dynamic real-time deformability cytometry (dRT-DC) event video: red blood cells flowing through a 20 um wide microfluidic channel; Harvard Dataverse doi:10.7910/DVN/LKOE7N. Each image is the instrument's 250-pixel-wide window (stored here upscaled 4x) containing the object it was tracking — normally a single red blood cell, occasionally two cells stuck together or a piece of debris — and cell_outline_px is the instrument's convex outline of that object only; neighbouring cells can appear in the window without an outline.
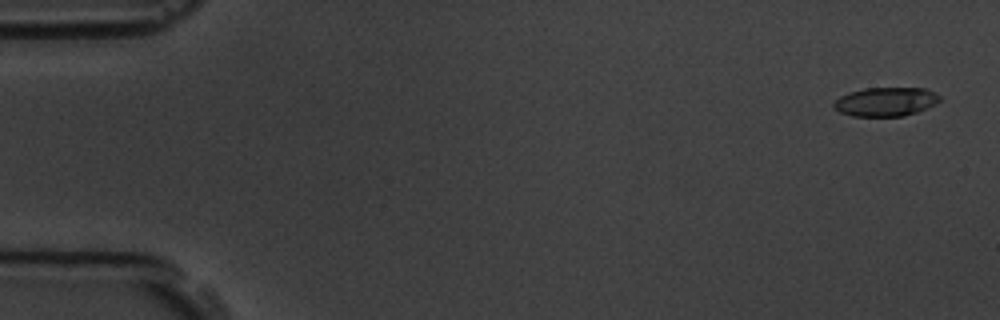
{"species": "common noctule bat (a hibernating species)", "species_latin": "Nyctalus noctula", "temperature_condition": "room temperature", "stored_images_in_passage": 15, "camera_frame_rate_fps": 3000, "um_per_image_px": 0.085, "animal": {"sex": "male", "body_mass_g": 19.5, "forearm_length_mm": 54.6}, "frame": {"image": 1, "passage_image": 1, "time_ms": 0.0, "image_size_px": [1000, 320], "cell_outline_px": [[940, 100], [916, 112], [904, 116], [852, 116], [840, 112], [832, 108], [832, 104], [840, 96], [848, 92], [864, 88], [924, 88], [936, 92], [940, 96]], "centroid_in_image_um": [75.23, 8.64], "position_along_channel_um": 9.8, "area_um2": 17.8}}
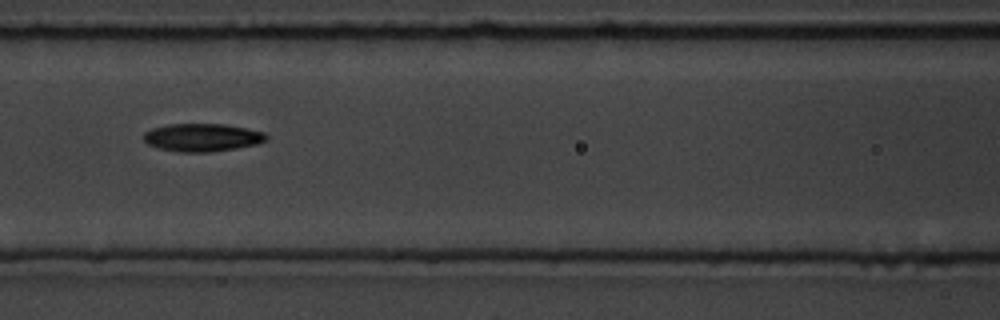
{"frame": {"image": 2, "passage_image": 7, "time_ms": 7.667, "image_size_px": [1000, 320], "cell_outline_px": [[268, 140], [256, 144], [236, 148], [208, 152], [180, 152], [160, 148], [148, 144], [144, 140], [144, 132], [152, 128], [168, 124], [224, 124], [264, 132], [268, 136]], "centroid_in_image_um": [17.19, 11.68], "position_along_channel_um": 149.4, "area_um2": 19.83}}
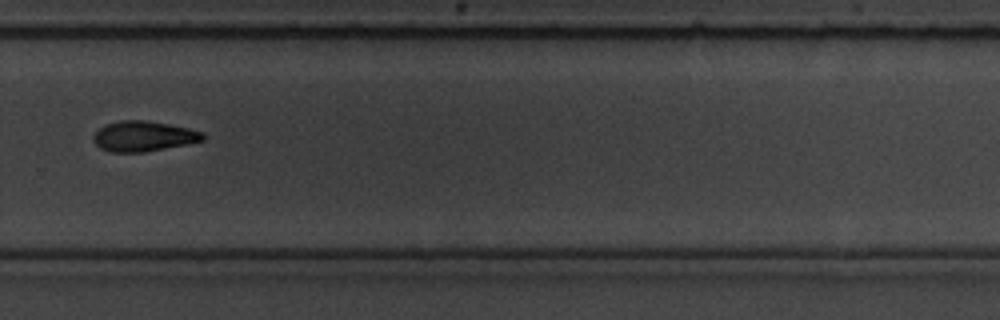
{"frame": {"image": 3, "passage_image": 11, "time_ms": 12.333, "image_size_px": [1000, 320], "cell_outline_px": [[204, 140], [164, 148], [140, 152], [112, 152], [100, 148], [92, 140], [92, 136], [104, 124], [120, 120], [144, 120], [168, 124], [188, 128], [204, 132]], "centroid_in_image_um": [12.16, 11.57], "position_along_channel_um": 317.6, "area_um2": 19.13}, "authors_computed_cell_mechanics": {"area_um2": 19.074, "velocity_mm_per_s": 3.6212, "shape_relaxation_time_tau1_ms": 5.3396, "shape_relaxation_time_tau2_ms": null, "deformation_change_tau1": 0.1219, "deformation_change_tau2": null}}